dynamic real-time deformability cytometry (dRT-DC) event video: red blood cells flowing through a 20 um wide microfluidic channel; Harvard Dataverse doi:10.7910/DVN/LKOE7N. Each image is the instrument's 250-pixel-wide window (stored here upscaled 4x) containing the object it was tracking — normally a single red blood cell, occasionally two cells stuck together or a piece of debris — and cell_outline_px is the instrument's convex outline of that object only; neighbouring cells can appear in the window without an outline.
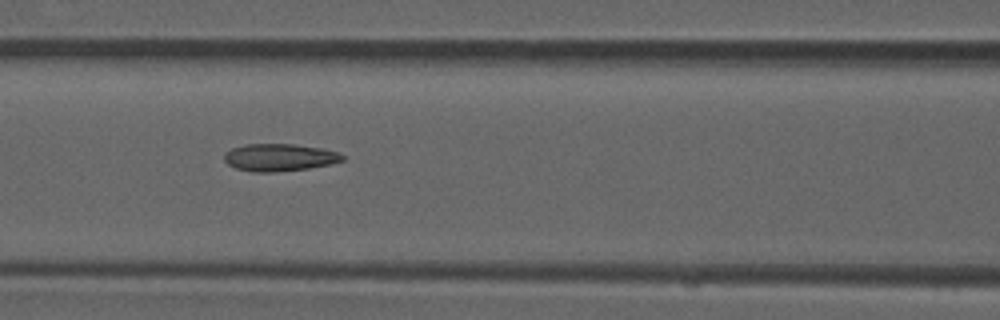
{"species": "common noctule bat (a hibernating species)", "species_latin": "Nyctalus noctula", "temperature_condition": "room temperature", "stored_images_in_passage": 7, "camera_frame_rate_fps": 3000, "um_per_image_px": 0.085, "animal": {"sex": "male", "forearm_length_mm": 52.5}, "frame": {"image": 1, "passage_image": 7, "time_ms": 2.0, "image_size_px": [1000, 320], "cell_outline_px": [[344, 160], [332, 164], [308, 168], [272, 172], [252, 172], [236, 168], [228, 164], [224, 160], [224, 152], [232, 148], [244, 144], [292, 144], [320, 148], [336, 152], [344, 156]], "centroid_in_image_um": [23.71, 13.38], "position_along_channel_um": 142.9, "area_um2": 18.79}}